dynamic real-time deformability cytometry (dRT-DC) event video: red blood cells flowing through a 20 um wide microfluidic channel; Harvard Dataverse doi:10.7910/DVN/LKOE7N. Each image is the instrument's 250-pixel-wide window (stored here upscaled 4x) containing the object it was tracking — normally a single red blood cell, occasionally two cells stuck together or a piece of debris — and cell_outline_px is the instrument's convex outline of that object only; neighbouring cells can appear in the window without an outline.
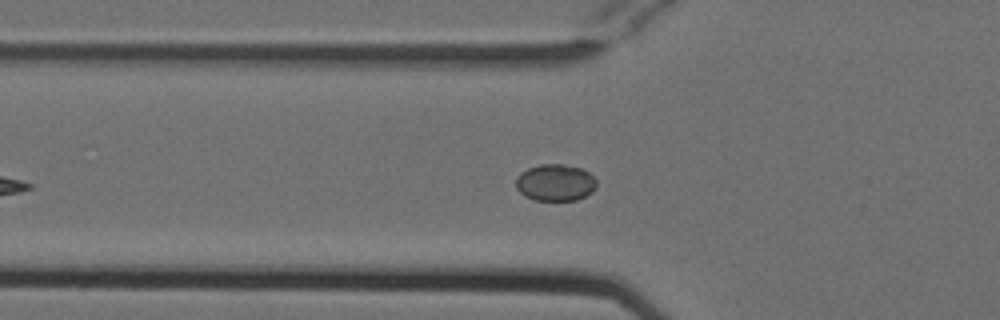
{"species": "Egyptian fruit bat (a non-hibernating species)", "species_latin": "Rousettus aegyptiacus", "temperature_condition": "cold", "stored_images_in_passage": 37, "camera_frame_rate_fps": 3000, "um_per_image_px": 0.085, "animal": {"sex": "female"}, "frame": {"image": 1, "passage_image": 5, "time_ms": 1.333, "image_size_px": [1000, 320], "cell_outline_px": [[596, 188], [592, 192], [576, 200], [532, 200], [524, 196], [516, 188], [516, 176], [520, 172], [528, 168], [540, 164], [560, 164], [580, 168], [588, 172], [596, 180]], "centroid_in_image_um": [47.17, 15.52], "position_along_channel_um": 78.6, "area_um2": 17.34}}
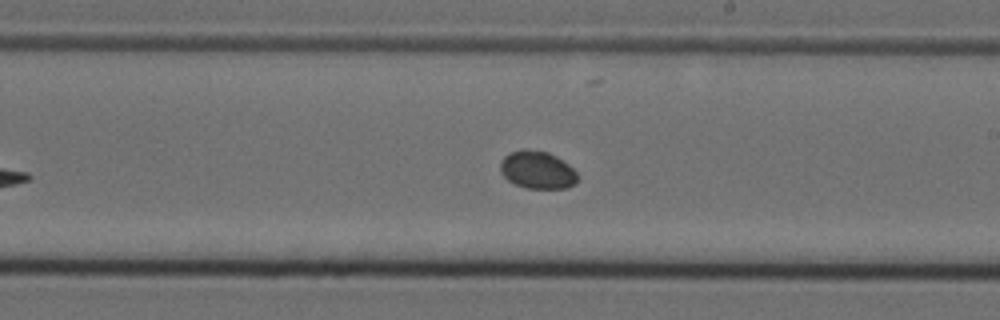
{"frame": {"image": 2, "passage_image": 18, "time_ms": 5.667, "image_size_px": [1000, 320], "cell_outline_px": [[576, 184], [568, 188], [524, 188], [508, 180], [500, 172], [500, 160], [508, 152], [520, 148], [528, 148], [548, 152], [556, 156], [568, 164], [576, 172]], "centroid_in_image_um": [45.63, 14.42], "position_along_channel_um": 243.4, "area_um2": 17.22}}
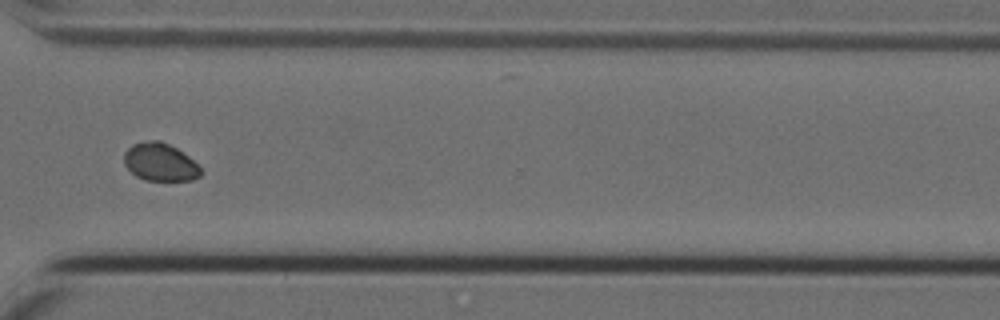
{"frame": {"image": 3, "passage_image": 27, "time_ms": 8.667, "image_size_px": [1000, 320], "cell_outline_px": [[200, 176], [192, 180], [144, 180], [136, 176], [124, 164], [124, 152], [132, 144], [148, 140], [160, 140], [176, 148], [188, 156], [200, 168]], "centroid_in_image_um": [13.57, 13.77], "position_along_channel_um": 357.0, "area_um2": 16.76}}